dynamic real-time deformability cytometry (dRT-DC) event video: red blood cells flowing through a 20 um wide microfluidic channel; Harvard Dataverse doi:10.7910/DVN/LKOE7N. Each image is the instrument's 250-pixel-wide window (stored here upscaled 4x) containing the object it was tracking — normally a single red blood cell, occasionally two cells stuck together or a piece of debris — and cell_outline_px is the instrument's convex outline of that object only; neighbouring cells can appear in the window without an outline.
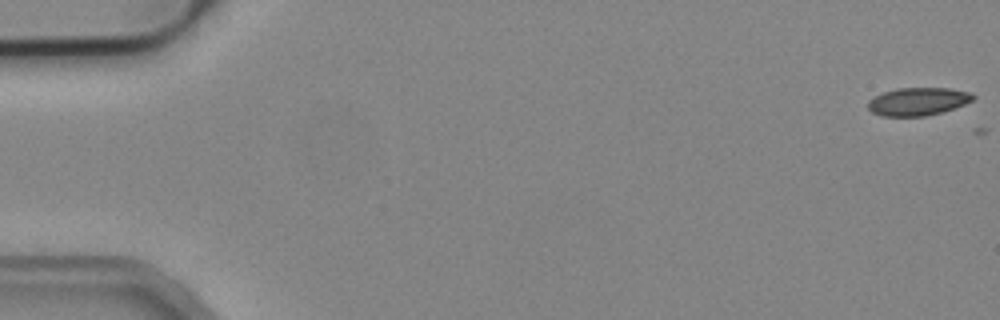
{"species": "common noctule bat (a hibernating species)", "species_latin": "Nyctalus noctula", "temperature_condition": "cold", "stored_images_in_passage": 3, "camera_frame_rate_fps": 3000, "um_per_image_px": 0.085, "animal": {"sex": "male", "body_mass_g": 19.2, "forearm_length_mm": 51.8}, "frame": {"image": 1, "passage_image": 1, "time_ms": 0.0, "image_size_px": [1000, 320], "cell_outline_px": [[976, 96], [972, 100], [964, 104], [940, 112], [924, 116], [880, 116], [872, 112], [868, 108], [868, 100], [884, 92], [896, 88], [948, 88], [972, 92]], "centroid_in_image_um": [78.01, 8.62], "position_along_channel_um": 7.0, "area_um2": 16.99}}